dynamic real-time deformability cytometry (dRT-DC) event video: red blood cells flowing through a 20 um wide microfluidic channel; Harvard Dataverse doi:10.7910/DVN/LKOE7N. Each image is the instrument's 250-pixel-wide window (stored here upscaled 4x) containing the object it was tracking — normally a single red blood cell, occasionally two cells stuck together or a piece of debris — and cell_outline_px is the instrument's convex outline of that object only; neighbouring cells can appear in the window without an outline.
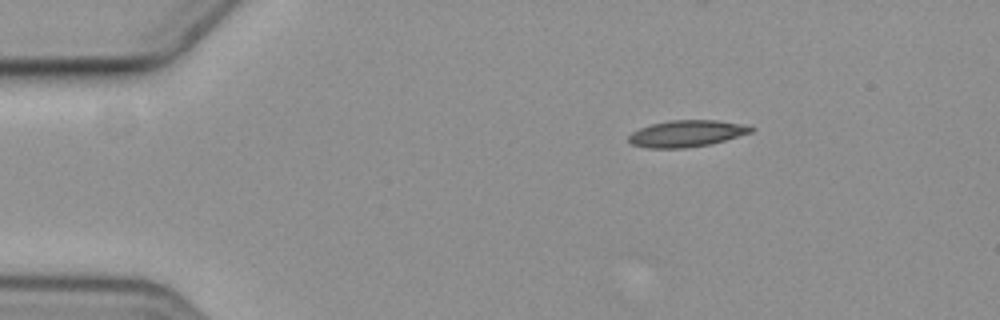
{"species": "common noctule bat (a hibernating species)", "species_latin": "Nyctalus noctula", "temperature_condition": "cold", "stored_images_in_passage": 4, "camera_frame_rate_fps": 3000, "um_per_image_px": 0.085, "animal": {"sex": "female", "body_mass_g": 19.3, "forearm_length_mm": 54.1}, "frame": {"image": 1, "passage_image": 1, "time_ms": 0.0, "image_size_px": [1000, 320], "cell_outline_px": [[756, 128], [752, 132], [724, 140], [708, 144], [684, 148], [648, 148], [632, 144], [628, 140], [628, 136], [632, 132], [640, 128], [652, 124], [672, 120], [716, 120], [740, 124]], "centroid_in_image_um": [58.34, 11.35], "position_along_channel_um": 26.7, "area_um2": 18.67}}